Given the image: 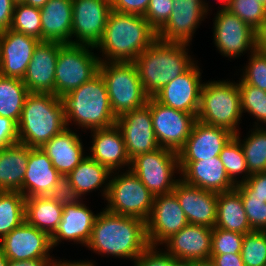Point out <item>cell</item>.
<instances>
[{"instance_id":"1","label":"cell","mask_w":266,"mask_h":266,"mask_svg":"<svg viewBox=\"0 0 266 266\" xmlns=\"http://www.w3.org/2000/svg\"><path fill=\"white\" fill-rule=\"evenodd\" d=\"M96 216L90 240L85 246L90 258L74 259L86 266H98L97 257L110 260H123L132 264L135 259L149 246L146 235V222L132 216H124L109 212L102 207ZM97 257L94 258V256ZM127 260V261H126ZM97 261V262H96Z\"/></svg>"},{"instance_id":"2","label":"cell","mask_w":266,"mask_h":266,"mask_svg":"<svg viewBox=\"0 0 266 266\" xmlns=\"http://www.w3.org/2000/svg\"><path fill=\"white\" fill-rule=\"evenodd\" d=\"M157 39V31L144 16L111 10L95 49L100 63L134 62Z\"/></svg>"},{"instance_id":"3","label":"cell","mask_w":266,"mask_h":266,"mask_svg":"<svg viewBox=\"0 0 266 266\" xmlns=\"http://www.w3.org/2000/svg\"><path fill=\"white\" fill-rule=\"evenodd\" d=\"M193 45L157 39L134 61L141 84L149 97L186 72L199 58ZM192 50V51H191Z\"/></svg>"},{"instance_id":"4","label":"cell","mask_w":266,"mask_h":266,"mask_svg":"<svg viewBox=\"0 0 266 266\" xmlns=\"http://www.w3.org/2000/svg\"><path fill=\"white\" fill-rule=\"evenodd\" d=\"M62 99L68 128L85 134L116 124L117 117L112 111L107 87L99 72Z\"/></svg>"},{"instance_id":"5","label":"cell","mask_w":266,"mask_h":266,"mask_svg":"<svg viewBox=\"0 0 266 266\" xmlns=\"http://www.w3.org/2000/svg\"><path fill=\"white\" fill-rule=\"evenodd\" d=\"M66 126L63 99L54 94L30 93L17 124L19 143L41 148Z\"/></svg>"},{"instance_id":"6","label":"cell","mask_w":266,"mask_h":266,"mask_svg":"<svg viewBox=\"0 0 266 266\" xmlns=\"http://www.w3.org/2000/svg\"><path fill=\"white\" fill-rule=\"evenodd\" d=\"M230 75L227 79L226 77L217 80L204 78L196 118L202 123L223 127L236 134L244 129L242 128L244 118L237 78L232 72Z\"/></svg>"},{"instance_id":"7","label":"cell","mask_w":266,"mask_h":266,"mask_svg":"<svg viewBox=\"0 0 266 266\" xmlns=\"http://www.w3.org/2000/svg\"><path fill=\"white\" fill-rule=\"evenodd\" d=\"M103 77L112 111L116 117L147 104L146 94L134 62H101Z\"/></svg>"},{"instance_id":"8","label":"cell","mask_w":266,"mask_h":266,"mask_svg":"<svg viewBox=\"0 0 266 266\" xmlns=\"http://www.w3.org/2000/svg\"><path fill=\"white\" fill-rule=\"evenodd\" d=\"M154 195L129 169L112 172L105 201H99L109 212L148 220Z\"/></svg>"},{"instance_id":"9","label":"cell","mask_w":266,"mask_h":266,"mask_svg":"<svg viewBox=\"0 0 266 266\" xmlns=\"http://www.w3.org/2000/svg\"><path fill=\"white\" fill-rule=\"evenodd\" d=\"M209 20L213 22L212 47L225 61L234 62L241 57L245 59V56L249 57L256 49L255 30L224 7L210 9L208 22Z\"/></svg>"},{"instance_id":"10","label":"cell","mask_w":266,"mask_h":266,"mask_svg":"<svg viewBox=\"0 0 266 266\" xmlns=\"http://www.w3.org/2000/svg\"><path fill=\"white\" fill-rule=\"evenodd\" d=\"M99 64L95 47L62 44L55 68V95L63 98L89 81L98 73Z\"/></svg>"},{"instance_id":"11","label":"cell","mask_w":266,"mask_h":266,"mask_svg":"<svg viewBox=\"0 0 266 266\" xmlns=\"http://www.w3.org/2000/svg\"><path fill=\"white\" fill-rule=\"evenodd\" d=\"M130 170L154 196L171 193L181 180L178 153L168 148L137 155Z\"/></svg>"},{"instance_id":"12","label":"cell","mask_w":266,"mask_h":266,"mask_svg":"<svg viewBox=\"0 0 266 266\" xmlns=\"http://www.w3.org/2000/svg\"><path fill=\"white\" fill-rule=\"evenodd\" d=\"M209 10L203 0H173L168 21L157 31L158 39L192 45L198 29L209 18Z\"/></svg>"},{"instance_id":"13","label":"cell","mask_w":266,"mask_h":266,"mask_svg":"<svg viewBox=\"0 0 266 266\" xmlns=\"http://www.w3.org/2000/svg\"><path fill=\"white\" fill-rule=\"evenodd\" d=\"M151 118L157 142L161 148L178 152L190 136L197 120L194 114L167 107L150 97Z\"/></svg>"},{"instance_id":"14","label":"cell","mask_w":266,"mask_h":266,"mask_svg":"<svg viewBox=\"0 0 266 266\" xmlns=\"http://www.w3.org/2000/svg\"><path fill=\"white\" fill-rule=\"evenodd\" d=\"M0 251L7 260L68 259L57 256L51 237L24 221L0 240ZM56 255V256H55Z\"/></svg>"},{"instance_id":"15","label":"cell","mask_w":266,"mask_h":266,"mask_svg":"<svg viewBox=\"0 0 266 266\" xmlns=\"http://www.w3.org/2000/svg\"><path fill=\"white\" fill-rule=\"evenodd\" d=\"M72 12L71 44L96 47L111 12L110 0H72Z\"/></svg>"},{"instance_id":"16","label":"cell","mask_w":266,"mask_h":266,"mask_svg":"<svg viewBox=\"0 0 266 266\" xmlns=\"http://www.w3.org/2000/svg\"><path fill=\"white\" fill-rule=\"evenodd\" d=\"M199 60L186 72L165 85L154 98L167 107L197 116L200 93L205 81L202 75L203 64Z\"/></svg>"},{"instance_id":"17","label":"cell","mask_w":266,"mask_h":266,"mask_svg":"<svg viewBox=\"0 0 266 266\" xmlns=\"http://www.w3.org/2000/svg\"><path fill=\"white\" fill-rule=\"evenodd\" d=\"M90 204L91 202L87 199L85 203L63 207L59 226L51 236V245L54 251L59 252V248L65 246L62 244H72L76 246L77 250L79 247L82 248L81 250H83V247L85 248L90 240L93 225L99 213L98 210L93 211L96 208H93L94 206Z\"/></svg>"},{"instance_id":"18","label":"cell","mask_w":266,"mask_h":266,"mask_svg":"<svg viewBox=\"0 0 266 266\" xmlns=\"http://www.w3.org/2000/svg\"><path fill=\"white\" fill-rule=\"evenodd\" d=\"M187 224L185 213L173 192L155 196L151 214L146 221L149 245L161 246Z\"/></svg>"},{"instance_id":"19","label":"cell","mask_w":266,"mask_h":266,"mask_svg":"<svg viewBox=\"0 0 266 266\" xmlns=\"http://www.w3.org/2000/svg\"><path fill=\"white\" fill-rule=\"evenodd\" d=\"M116 125L123 134L126 153L130 160L137 155L160 148L148 104L117 117Z\"/></svg>"},{"instance_id":"20","label":"cell","mask_w":266,"mask_h":266,"mask_svg":"<svg viewBox=\"0 0 266 266\" xmlns=\"http://www.w3.org/2000/svg\"><path fill=\"white\" fill-rule=\"evenodd\" d=\"M90 134V135H89ZM89 136L88 156L107 167L111 172L129 170L131 160L127 156L124 137L115 124L111 127L94 129L85 133Z\"/></svg>"},{"instance_id":"21","label":"cell","mask_w":266,"mask_h":266,"mask_svg":"<svg viewBox=\"0 0 266 266\" xmlns=\"http://www.w3.org/2000/svg\"><path fill=\"white\" fill-rule=\"evenodd\" d=\"M233 136L234 133L226 128L196 120L190 136L177 152L178 161H199L217 157Z\"/></svg>"},{"instance_id":"22","label":"cell","mask_w":266,"mask_h":266,"mask_svg":"<svg viewBox=\"0 0 266 266\" xmlns=\"http://www.w3.org/2000/svg\"><path fill=\"white\" fill-rule=\"evenodd\" d=\"M39 42L10 28L0 32V75L22 79Z\"/></svg>"},{"instance_id":"23","label":"cell","mask_w":266,"mask_h":266,"mask_svg":"<svg viewBox=\"0 0 266 266\" xmlns=\"http://www.w3.org/2000/svg\"><path fill=\"white\" fill-rule=\"evenodd\" d=\"M57 42L40 41L22 78L30 93L55 95V68L59 48Z\"/></svg>"},{"instance_id":"24","label":"cell","mask_w":266,"mask_h":266,"mask_svg":"<svg viewBox=\"0 0 266 266\" xmlns=\"http://www.w3.org/2000/svg\"><path fill=\"white\" fill-rule=\"evenodd\" d=\"M84 136L82 132L67 127L41 147L60 174L68 175L88 156V139Z\"/></svg>"},{"instance_id":"25","label":"cell","mask_w":266,"mask_h":266,"mask_svg":"<svg viewBox=\"0 0 266 266\" xmlns=\"http://www.w3.org/2000/svg\"><path fill=\"white\" fill-rule=\"evenodd\" d=\"M181 180L206 191L221 193L236 185L227 175L219 156L199 161H179Z\"/></svg>"},{"instance_id":"26","label":"cell","mask_w":266,"mask_h":266,"mask_svg":"<svg viewBox=\"0 0 266 266\" xmlns=\"http://www.w3.org/2000/svg\"><path fill=\"white\" fill-rule=\"evenodd\" d=\"M177 197L189 224L214 228L218 193L194 187L180 180L172 191Z\"/></svg>"},{"instance_id":"27","label":"cell","mask_w":266,"mask_h":266,"mask_svg":"<svg viewBox=\"0 0 266 266\" xmlns=\"http://www.w3.org/2000/svg\"><path fill=\"white\" fill-rule=\"evenodd\" d=\"M212 228L187 224L168 238L161 246L172 256L187 260H209L211 256Z\"/></svg>"},{"instance_id":"28","label":"cell","mask_w":266,"mask_h":266,"mask_svg":"<svg viewBox=\"0 0 266 266\" xmlns=\"http://www.w3.org/2000/svg\"><path fill=\"white\" fill-rule=\"evenodd\" d=\"M60 175L41 148H32L23 179V195L25 198L48 195Z\"/></svg>"},{"instance_id":"29","label":"cell","mask_w":266,"mask_h":266,"mask_svg":"<svg viewBox=\"0 0 266 266\" xmlns=\"http://www.w3.org/2000/svg\"><path fill=\"white\" fill-rule=\"evenodd\" d=\"M42 41L71 44L72 0H49L40 9Z\"/></svg>"},{"instance_id":"30","label":"cell","mask_w":266,"mask_h":266,"mask_svg":"<svg viewBox=\"0 0 266 266\" xmlns=\"http://www.w3.org/2000/svg\"><path fill=\"white\" fill-rule=\"evenodd\" d=\"M111 174L107 167L87 156L68 174V177L75 190L79 191L86 200H95L91 196L93 193H98L93 197L98 195V199L101 197V200L105 201Z\"/></svg>"},{"instance_id":"31","label":"cell","mask_w":266,"mask_h":266,"mask_svg":"<svg viewBox=\"0 0 266 266\" xmlns=\"http://www.w3.org/2000/svg\"><path fill=\"white\" fill-rule=\"evenodd\" d=\"M31 149L16 143L0 150V191H19L23 195V179Z\"/></svg>"},{"instance_id":"32","label":"cell","mask_w":266,"mask_h":266,"mask_svg":"<svg viewBox=\"0 0 266 266\" xmlns=\"http://www.w3.org/2000/svg\"><path fill=\"white\" fill-rule=\"evenodd\" d=\"M215 227L240 234L252 232L240 191L236 187L218 193Z\"/></svg>"},{"instance_id":"33","label":"cell","mask_w":266,"mask_h":266,"mask_svg":"<svg viewBox=\"0 0 266 266\" xmlns=\"http://www.w3.org/2000/svg\"><path fill=\"white\" fill-rule=\"evenodd\" d=\"M62 213L63 207L48 195L25 199V221L50 237L57 230Z\"/></svg>"},{"instance_id":"34","label":"cell","mask_w":266,"mask_h":266,"mask_svg":"<svg viewBox=\"0 0 266 266\" xmlns=\"http://www.w3.org/2000/svg\"><path fill=\"white\" fill-rule=\"evenodd\" d=\"M244 131L234 136L241 144L249 173L266 172V127L247 126Z\"/></svg>"},{"instance_id":"35","label":"cell","mask_w":266,"mask_h":266,"mask_svg":"<svg viewBox=\"0 0 266 266\" xmlns=\"http://www.w3.org/2000/svg\"><path fill=\"white\" fill-rule=\"evenodd\" d=\"M29 94L22 79L0 75V116L10 118L18 124Z\"/></svg>"},{"instance_id":"36","label":"cell","mask_w":266,"mask_h":266,"mask_svg":"<svg viewBox=\"0 0 266 266\" xmlns=\"http://www.w3.org/2000/svg\"><path fill=\"white\" fill-rule=\"evenodd\" d=\"M25 199L19 191H0V240L25 221Z\"/></svg>"},{"instance_id":"37","label":"cell","mask_w":266,"mask_h":266,"mask_svg":"<svg viewBox=\"0 0 266 266\" xmlns=\"http://www.w3.org/2000/svg\"><path fill=\"white\" fill-rule=\"evenodd\" d=\"M238 88L243 118L252 119L248 127H266V91L247 83H238Z\"/></svg>"},{"instance_id":"38","label":"cell","mask_w":266,"mask_h":266,"mask_svg":"<svg viewBox=\"0 0 266 266\" xmlns=\"http://www.w3.org/2000/svg\"><path fill=\"white\" fill-rule=\"evenodd\" d=\"M219 158L227 175L235 185L245 182L251 176L241 144L235 136L223 147Z\"/></svg>"},{"instance_id":"39","label":"cell","mask_w":266,"mask_h":266,"mask_svg":"<svg viewBox=\"0 0 266 266\" xmlns=\"http://www.w3.org/2000/svg\"><path fill=\"white\" fill-rule=\"evenodd\" d=\"M246 58V63L233 66L237 83H247L266 91V52L255 49Z\"/></svg>"},{"instance_id":"40","label":"cell","mask_w":266,"mask_h":266,"mask_svg":"<svg viewBox=\"0 0 266 266\" xmlns=\"http://www.w3.org/2000/svg\"><path fill=\"white\" fill-rule=\"evenodd\" d=\"M10 29L42 41L40 8L15 3Z\"/></svg>"},{"instance_id":"41","label":"cell","mask_w":266,"mask_h":266,"mask_svg":"<svg viewBox=\"0 0 266 266\" xmlns=\"http://www.w3.org/2000/svg\"><path fill=\"white\" fill-rule=\"evenodd\" d=\"M241 257L245 266L266 265V231L244 234Z\"/></svg>"},{"instance_id":"42","label":"cell","mask_w":266,"mask_h":266,"mask_svg":"<svg viewBox=\"0 0 266 266\" xmlns=\"http://www.w3.org/2000/svg\"><path fill=\"white\" fill-rule=\"evenodd\" d=\"M232 14L256 30L266 17V6L258 0H228L224 6Z\"/></svg>"},{"instance_id":"43","label":"cell","mask_w":266,"mask_h":266,"mask_svg":"<svg viewBox=\"0 0 266 266\" xmlns=\"http://www.w3.org/2000/svg\"><path fill=\"white\" fill-rule=\"evenodd\" d=\"M131 266H194V260L178 259L162 246L149 245Z\"/></svg>"},{"instance_id":"44","label":"cell","mask_w":266,"mask_h":266,"mask_svg":"<svg viewBox=\"0 0 266 266\" xmlns=\"http://www.w3.org/2000/svg\"><path fill=\"white\" fill-rule=\"evenodd\" d=\"M244 234L214 227L212 231L211 254L241 253Z\"/></svg>"},{"instance_id":"45","label":"cell","mask_w":266,"mask_h":266,"mask_svg":"<svg viewBox=\"0 0 266 266\" xmlns=\"http://www.w3.org/2000/svg\"><path fill=\"white\" fill-rule=\"evenodd\" d=\"M48 196L62 207L86 201L83 195L72 186L68 175L62 174L57 178V182Z\"/></svg>"},{"instance_id":"46","label":"cell","mask_w":266,"mask_h":266,"mask_svg":"<svg viewBox=\"0 0 266 266\" xmlns=\"http://www.w3.org/2000/svg\"><path fill=\"white\" fill-rule=\"evenodd\" d=\"M252 231H266V202L259 197H241Z\"/></svg>"},{"instance_id":"47","label":"cell","mask_w":266,"mask_h":266,"mask_svg":"<svg viewBox=\"0 0 266 266\" xmlns=\"http://www.w3.org/2000/svg\"><path fill=\"white\" fill-rule=\"evenodd\" d=\"M172 7L173 0H150L144 17L158 31L168 21Z\"/></svg>"},{"instance_id":"48","label":"cell","mask_w":266,"mask_h":266,"mask_svg":"<svg viewBox=\"0 0 266 266\" xmlns=\"http://www.w3.org/2000/svg\"><path fill=\"white\" fill-rule=\"evenodd\" d=\"M236 188L240 191L241 197H259L266 202V172L253 173Z\"/></svg>"},{"instance_id":"49","label":"cell","mask_w":266,"mask_h":266,"mask_svg":"<svg viewBox=\"0 0 266 266\" xmlns=\"http://www.w3.org/2000/svg\"><path fill=\"white\" fill-rule=\"evenodd\" d=\"M150 0H110L111 10L144 16Z\"/></svg>"},{"instance_id":"50","label":"cell","mask_w":266,"mask_h":266,"mask_svg":"<svg viewBox=\"0 0 266 266\" xmlns=\"http://www.w3.org/2000/svg\"><path fill=\"white\" fill-rule=\"evenodd\" d=\"M19 143L17 124L10 118L0 116V150Z\"/></svg>"},{"instance_id":"51","label":"cell","mask_w":266,"mask_h":266,"mask_svg":"<svg viewBox=\"0 0 266 266\" xmlns=\"http://www.w3.org/2000/svg\"><path fill=\"white\" fill-rule=\"evenodd\" d=\"M14 6L13 0H0V32L10 28Z\"/></svg>"},{"instance_id":"52","label":"cell","mask_w":266,"mask_h":266,"mask_svg":"<svg viewBox=\"0 0 266 266\" xmlns=\"http://www.w3.org/2000/svg\"><path fill=\"white\" fill-rule=\"evenodd\" d=\"M210 259L215 266H245L241 257V253L211 254Z\"/></svg>"},{"instance_id":"53","label":"cell","mask_w":266,"mask_h":266,"mask_svg":"<svg viewBox=\"0 0 266 266\" xmlns=\"http://www.w3.org/2000/svg\"><path fill=\"white\" fill-rule=\"evenodd\" d=\"M62 259L8 260V266H57Z\"/></svg>"},{"instance_id":"54","label":"cell","mask_w":266,"mask_h":266,"mask_svg":"<svg viewBox=\"0 0 266 266\" xmlns=\"http://www.w3.org/2000/svg\"><path fill=\"white\" fill-rule=\"evenodd\" d=\"M255 46L257 50L266 52V17L255 30Z\"/></svg>"},{"instance_id":"55","label":"cell","mask_w":266,"mask_h":266,"mask_svg":"<svg viewBox=\"0 0 266 266\" xmlns=\"http://www.w3.org/2000/svg\"><path fill=\"white\" fill-rule=\"evenodd\" d=\"M216 1V2H215ZM203 2H204V4L209 8V9H212V8H214L215 6H218V7H224L225 6V4L228 2V0H214V2H213V0H212V2H211V0H203ZM215 6H214V5Z\"/></svg>"},{"instance_id":"56","label":"cell","mask_w":266,"mask_h":266,"mask_svg":"<svg viewBox=\"0 0 266 266\" xmlns=\"http://www.w3.org/2000/svg\"><path fill=\"white\" fill-rule=\"evenodd\" d=\"M49 0H24V4L37 7V8H42Z\"/></svg>"},{"instance_id":"57","label":"cell","mask_w":266,"mask_h":266,"mask_svg":"<svg viewBox=\"0 0 266 266\" xmlns=\"http://www.w3.org/2000/svg\"><path fill=\"white\" fill-rule=\"evenodd\" d=\"M57 266H86V265L78 263L74 259L72 260L70 256V259H62Z\"/></svg>"},{"instance_id":"58","label":"cell","mask_w":266,"mask_h":266,"mask_svg":"<svg viewBox=\"0 0 266 266\" xmlns=\"http://www.w3.org/2000/svg\"><path fill=\"white\" fill-rule=\"evenodd\" d=\"M194 266H215V264L209 260L194 261Z\"/></svg>"},{"instance_id":"59","label":"cell","mask_w":266,"mask_h":266,"mask_svg":"<svg viewBox=\"0 0 266 266\" xmlns=\"http://www.w3.org/2000/svg\"><path fill=\"white\" fill-rule=\"evenodd\" d=\"M0 266H8V260L5 258L4 254L0 251Z\"/></svg>"},{"instance_id":"60","label":"cell","mask_w":266,"mask_h":266,"mask_svg":"<svg viewBox=\"0 0 266 266\" xmlns=\"http://www.w3.org/2000/svg\"><path fill=\"white\" fill-rule=\"evenodd\" d=\"M260 3H262L264 6H266V0H258Z\"/></svg>"},{"instance_id":"61","label":"cell","mask_w":266,"mask_h":266,"mask_svg":"<svg viewBox=\"0 0 266 266\" xmlns=\"http://www.w3.org/2000/svg\"><path fill=\"white\" fill-rule=\"evenodd\" d=\"M15 3H22L24 0H13Z\"/></svg>"}]
</instances>
